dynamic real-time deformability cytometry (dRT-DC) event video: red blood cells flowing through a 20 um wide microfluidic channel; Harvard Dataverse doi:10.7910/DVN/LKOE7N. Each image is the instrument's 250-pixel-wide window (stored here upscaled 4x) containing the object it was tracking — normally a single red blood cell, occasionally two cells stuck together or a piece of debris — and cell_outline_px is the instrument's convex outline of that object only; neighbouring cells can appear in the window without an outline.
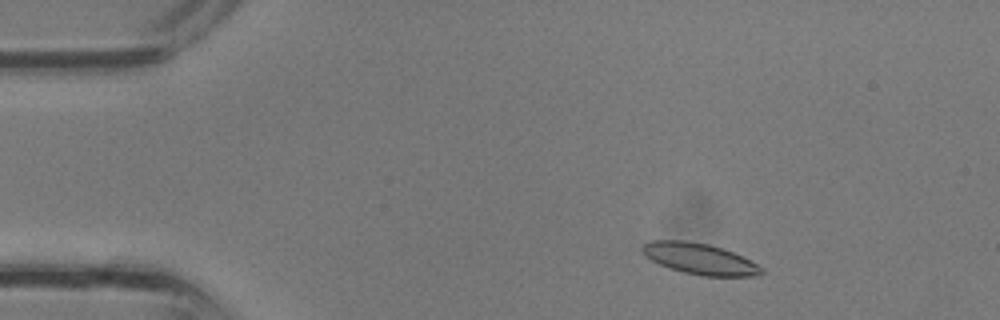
{"species": "common noctule bat (a hibernating species)", "species_latin": "Nyctalus noctula", "temperature_condition": "room temperature", "stored_images_in_passage": 33, "camera_frame_rate_fps": 3000, "um_per_image_px": 0.085, "animal": {"sex": "male", "body_mass_g": 13.3}, "frame": {"image": 1, "passage_image": 3, "time_ms": 0.667, "image_size_px": [1000, 320], "cell_outline_px": [[764, 272], [752, 276], [700, 276], [668, 268], [644, 256], [640, 248], [644, 244], [652, 240], [684, 240], [708, 244], [732, 252], [764, 268]], "centroid_in_image_um": [59.42, 22.0], "position_along_channel_um": 25.6, "area_um2": 21.39}}
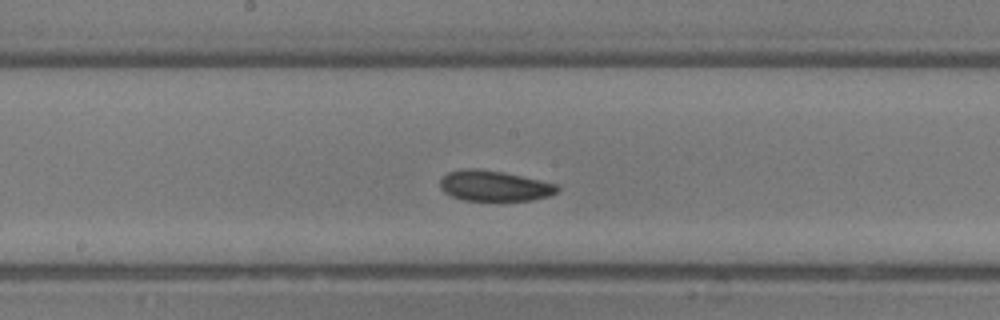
{"frame": {"image": 2, "passage_image": 16, "time_ms": 5.0, "image_size_px": [1000, 320], "cell_outline_px": [[560, 188], [556, 192], [548, 196], [532, 200], [464, 200], [452, 196], [444, 192], [440, 188], [440, 180], [448, 172], [464, 168], [476, 168], [500, 172], [520, 176], [556, 184]], "centroid_in_image_um": [41.97, 15.8], "position_along_channel_um": 206.2, "area_um2": 20.52}}
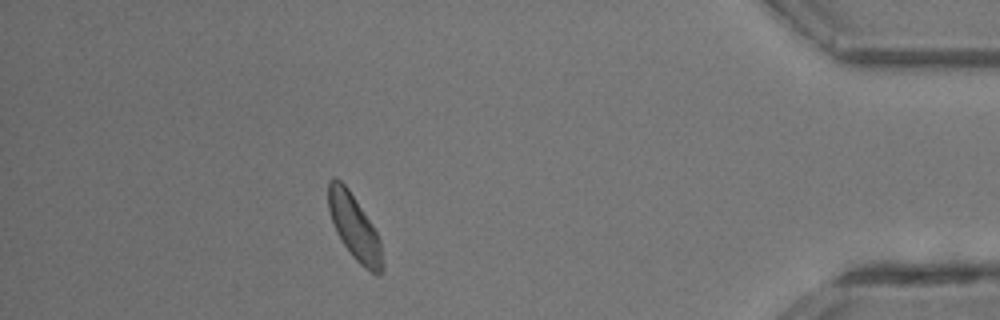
{"frame": {"image": 3, "passage_image": 29, "time_ms": 9.333, "image_size_px": [1000, 320], "cell_outline_px": [[384, 268], [380, 276], [376, 276], [364, 268], [352, 256], [344, 244], [332, 220], [328, 208], [328, 180], [332, 176], [336, 176], [348, 188], [372, 224], [380, 240], [384, 264]], "centroid_in_image_um": [30.15, 19.33], "position_along_channel_um": 405.1, "area_um2": 20.46}}